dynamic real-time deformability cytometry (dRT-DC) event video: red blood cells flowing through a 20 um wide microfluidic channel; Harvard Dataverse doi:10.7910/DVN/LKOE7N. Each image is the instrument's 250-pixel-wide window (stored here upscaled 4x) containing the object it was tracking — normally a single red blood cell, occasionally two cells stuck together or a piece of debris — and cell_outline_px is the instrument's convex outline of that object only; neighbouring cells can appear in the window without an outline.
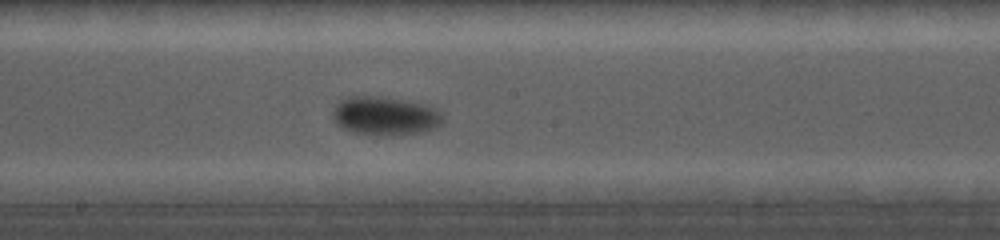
{"species": "common noctule bat (a hibernating species)", "species_latin": "Nyctalus noctula", "temperature_condition": "cold", "stored_images_in_passage": 10, "camera_frame_rate_fps": 5000, "um_per_image_px": 0.085, "animal": {"sex": "female", "body_mass_g": 19.0, "forearm_length_mm": 56.7}, "frame": {"image": 1, "passage_image": 10, "time_ms": 7.2, "image_size_px": [1000, 240], "cell_outline_px": [[444, 120], [440, 124], [432, 128], [416, 132], [380, 136], [356, 132], [344, 128], [336, 124], [332, 116], [332, 112], [336, 104], [340, 100], [348, 96], [388, 96], [424, 104], [436, 108], [440, 112]], "centroid_in_image_um": [32.7, 9.82], "position_along_channel_um": 215.5, "area_um2": 24.74}}